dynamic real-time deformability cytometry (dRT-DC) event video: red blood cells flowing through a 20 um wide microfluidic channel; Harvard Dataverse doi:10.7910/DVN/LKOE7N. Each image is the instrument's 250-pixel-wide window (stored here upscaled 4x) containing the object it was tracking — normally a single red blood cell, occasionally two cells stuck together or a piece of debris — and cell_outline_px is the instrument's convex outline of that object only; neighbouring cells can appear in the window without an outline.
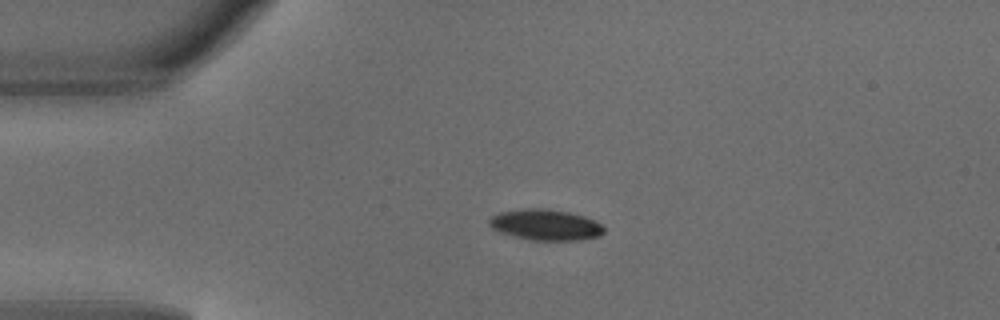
{"species": "common noctule bat (a hibernating species)", "species_latin": "Nyctalus noctula", "temperature_condition": "warm", "stored_images_in_passage": 4, "camera_frame_rate_fps": 3000, "um_per_image_px": 0.085, "animal": {"sex": "male", "body_mass_g": 18.8}, "frame": {"image": 1, "passage_image": 3, "time_ms": 0.667, "image_size_px": [1000, 320], "cell_outline_px": [[604, 232], [600, 236], [580, 240], [532, 240], [500, 232], [492, 228], [488, 224], [488, 220], [492, 216], [500, 212], [528, 208], [548, 208], [568, 212], [584, 216], [600, 224], [604, 228]], "centroid_in_image_um": [46.37, 19.1], "position_along_channel_um": 38.6, "area_um2": 20.52}}
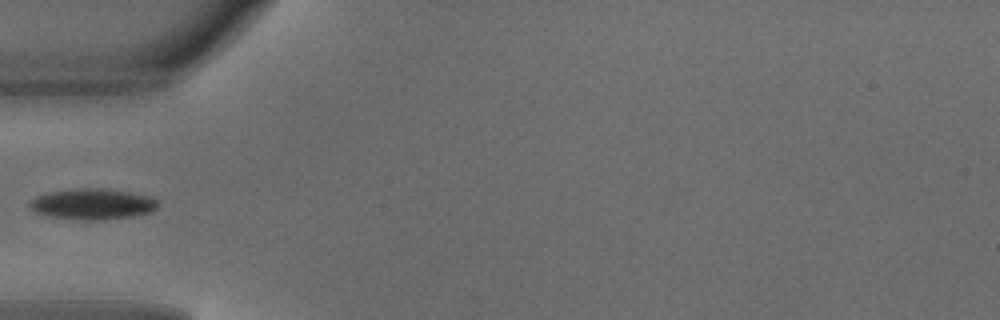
{"frame": {"image": 2, "passage_image": 4, "time_ms": 1.0, "image_size_px": [1000, 320], "cell_outline_px": [[156, 208], [152, 212], [132, 216], [96, 220], [84, 220], [48, 216], [36, 212], [28, 208], [28, 204], [36, 196], [48, 192], [72, 188], [104, 188], [132, 192], [148, 196], [156, 200]], "centroid_in_image_um": [7.82, 17.33], "position_along_channel_um": 77.2, "area_um2": 23.06}}